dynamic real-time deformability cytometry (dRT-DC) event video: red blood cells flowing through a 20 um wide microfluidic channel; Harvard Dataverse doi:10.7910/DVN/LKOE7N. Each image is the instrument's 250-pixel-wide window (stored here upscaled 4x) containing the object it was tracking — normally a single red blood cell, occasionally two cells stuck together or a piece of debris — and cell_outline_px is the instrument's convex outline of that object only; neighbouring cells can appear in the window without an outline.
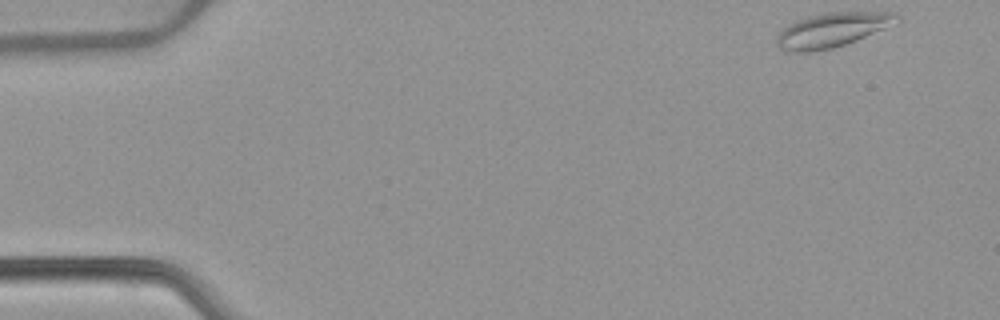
{"species": "common noctule bat (a hibernating species)", "species_latin": "Nyctalus noctula", "temperature_condition": "warm", "stored_images_in_passage": 4, "camera_frame_rate_fps": 3000, "um_per_image_px": 0.085, "animal": {"sex": "female", "body_mass_g": 22.7, "forearm_length_mm": 54.2}, "frame": {"image": 1, "passage_image": 1, "time_ms": 0.0, "image_size_px": [1000, 320], "cell_outline_px": [[900, 20], [884, 28], [856, 40], [832, 48], [812, 52], [788, 52], [780, 48], [776, 44], [776, 36], [788, 24], [796, 20], [808, 16], [828, 12], [896, 12], [900, 16]], "centroid_in_image_um": [70.69, 2.54], "position_along_channel_um": 14.3, "area_um2": 23.99}}